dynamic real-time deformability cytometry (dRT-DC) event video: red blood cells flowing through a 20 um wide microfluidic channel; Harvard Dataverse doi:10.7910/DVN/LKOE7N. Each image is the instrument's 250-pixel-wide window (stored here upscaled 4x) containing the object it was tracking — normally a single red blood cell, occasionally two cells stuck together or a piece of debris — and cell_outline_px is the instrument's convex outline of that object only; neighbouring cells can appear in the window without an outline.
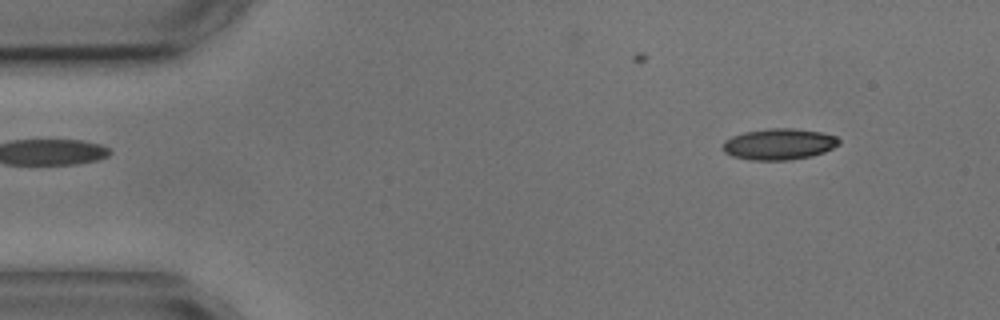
{"species": "common noctule bat (a hibernating species)", "species_latin": "Nyctalus noctula", "temperature_condition": "cold", "stored_images_in_passage": 7, "camera_frame_rate_fps": 3000, "um_per_image_px": 0.085, "animal": {"sex": "male", "body_mass_g": 17.9, "forearm_length_mm": 54.2}, "frame": {"image": 1, "passage_image": 1, "time_ms": 0.0, "image_size_px": [1000, 320], "cell_outline_px": [[840, 144], [824, 152], [812, 156], [788, 160], [752, 160], [732, 156], [724, 152], [724, 140], [732, 136], [744, 132], [768, 128], [792, 128], [820, 132], [836, 136], [840, 140]], "centroid_in_image_um": [66.22, 12.25], "position_along_channel_um": 18.8, "area_um2": 21.1}}
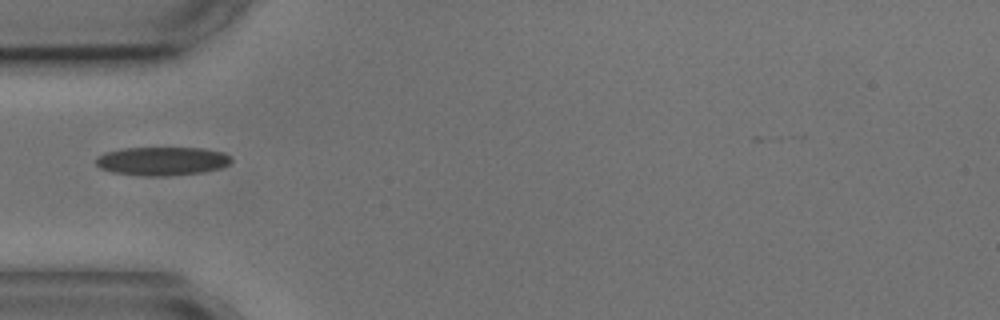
{"frame": {"image": 2, "passage_image": 4, "time_ms": 3.667, "image_size_px": [1000, 320], "cell_outline_px": [[232, 160], [228, 164], [220, 168], [200, 172], [164, 176], [144, 176], [112, 172], [100, 168], [96, 164], [96, 156], [104, 152], [124, 148], [204, 148], [224, 152], [232, 156]], "centroid_in_image_um": [13.77, 13.68], "position_along_channel_um": 71.2, "area_um2": 22.6}}